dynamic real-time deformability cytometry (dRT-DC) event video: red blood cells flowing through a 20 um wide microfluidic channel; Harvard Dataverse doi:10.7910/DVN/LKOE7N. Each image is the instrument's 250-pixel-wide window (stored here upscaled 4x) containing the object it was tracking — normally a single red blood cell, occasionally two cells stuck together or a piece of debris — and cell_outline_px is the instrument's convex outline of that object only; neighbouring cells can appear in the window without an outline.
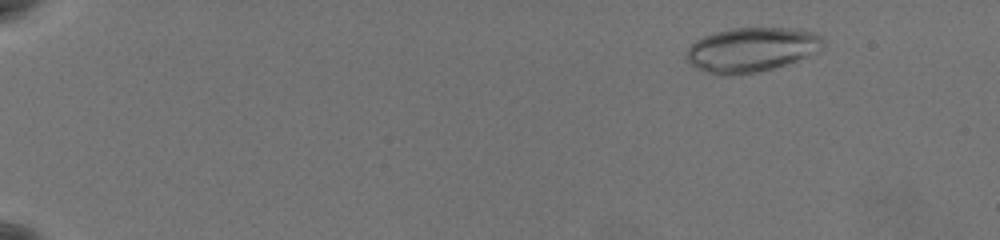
{"species": "common noctule bat (a hibernating species)", "species_latin": "Nyctalus noctula", "temperature_condition": "warm", "stored_images_in_passage": 53, "camera_frame_rate_fps": 3000, "um_per_image_px": 0.085, "animal": {"sex": "female", "body_mass_g": 19.5, "forearm_length_mm": 54.1}, "frame": {"image": 1, "passage_image": 1, "time_ms": 0.0, "image_size_px": [1000, 240], "cell_outline_px": [[824, 40], [820, 52], [772, 68], [756, 72], [724, 76], [716, 76], [704, 72], [688, 64], [684, 56], [688, 48], [696, 40], [704, 36], [716, 32], [732, 28], [792, 28], [816, 32]], "centroid_in_image_um": [63.84, 4.23], "position_along_channel_um": 21.2, "area_um2": 35.66}}
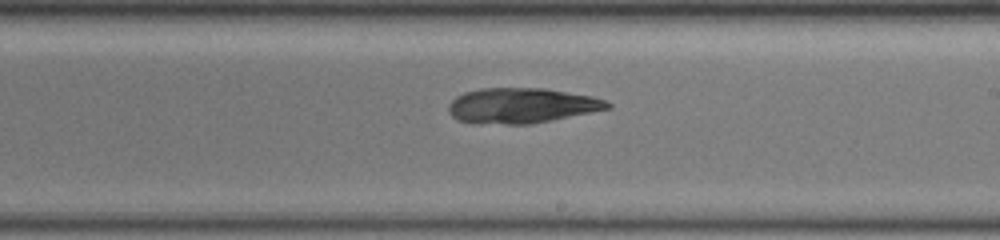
{"frame": {"image": 2, "passage_image": 32, "time_ms": 10.333, "image_size_px": [1000, 240], "cell_outline_px": [[612, 108], [552, 120], [528, 124], [476, 124], [456, 120], [448, 112], [448, 104], [456, 96], [464, 92], [480, 88], [544, 88], [592, 96], [608, 100], [612, 104]], "centroid_in_image_um": [44.32, 8.98], "position_along_channel_um": 244.7, "area_um2": 33.0}}
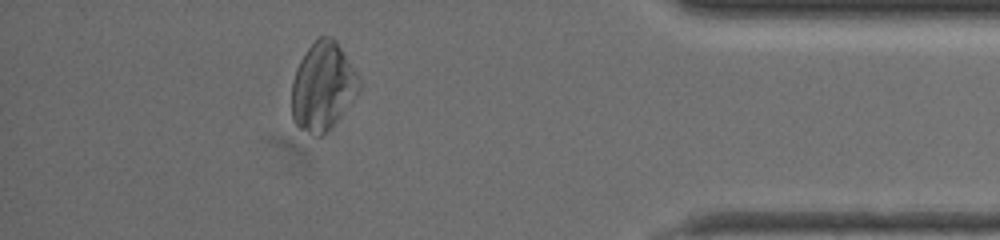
{"frame": {"image": 3, "passage_image": 48, "time_ms": 15.667, "image_size_px": [1000, 240], "cell_outline_px": [[360, 88], [336, 120], [320, 136], [312, 136], [300, 128], [292, 120], [292, 80], [296, 68], [304, 52], [320, 36], [332, 36], [336, 40], [360, 76]], "centroid_in_image_um": [27.42, 7.31], "position_along_channel_um": 407.8, "area_um2": 34.33}}